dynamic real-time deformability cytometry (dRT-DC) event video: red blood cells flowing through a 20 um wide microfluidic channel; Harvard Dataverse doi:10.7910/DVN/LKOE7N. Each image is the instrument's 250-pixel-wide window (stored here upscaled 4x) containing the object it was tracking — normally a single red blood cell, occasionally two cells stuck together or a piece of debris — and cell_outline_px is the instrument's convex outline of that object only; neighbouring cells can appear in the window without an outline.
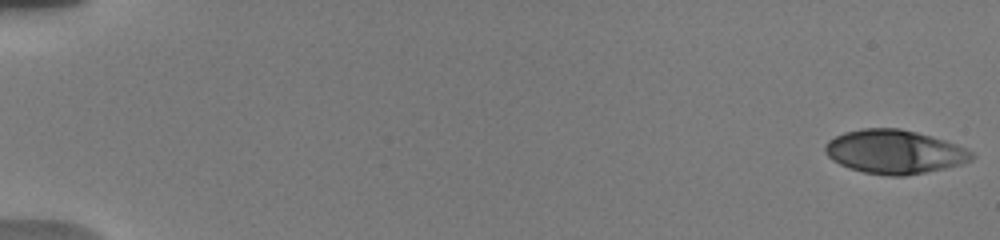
{"species": "human", "species_latin": "Homo sapiens", "temperature_condition": "warm", "stored_images_in_passage": 78, "camera_frame_rate_fps": 3000, "um_per_image_px": 0.085, "donor": {"sex": "male"}, "frame": {"image": 1, "passage_image": 1, "time_ms": 0.0, "image_size_px": [1000, 240], "cell_outline_px": [[976, 156], [972, 160], [960, 164], [944, 168], [904, 176], [888, 176], [864, 172], [848, 168], [832, 160], [824, 152], [824, 144], [828, 140], [844, 132], [864, 128], [900, 128], [932, 136], [968, 148]], "centroid_in_image_um": [76.02, 12.9], "position_along_channel_um": 9.0, "area_um2": 37.51}}
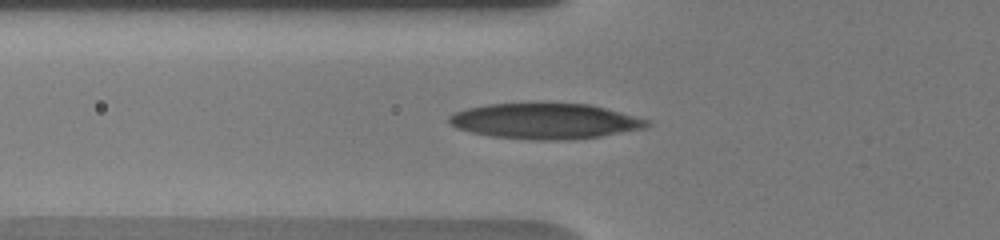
{"frame": {"image": 2, "passage_image": 40, "time_ms": 6.667, "image_size_px": [1000, 240], "cell_outline_px": [[652, 124], [644, 128], [600, 136], [564, 140], [532, 140], [492, 136], [472, 132], [456, 128], [448, 124], [448, 116], [456, 112], [468, 108], [488, 104], [588, 104], [652, 120]], "centroid_in_image_um": [46.33, 10.3], "position_along_channel_um": 79.5, "area_um2": 40.69}}
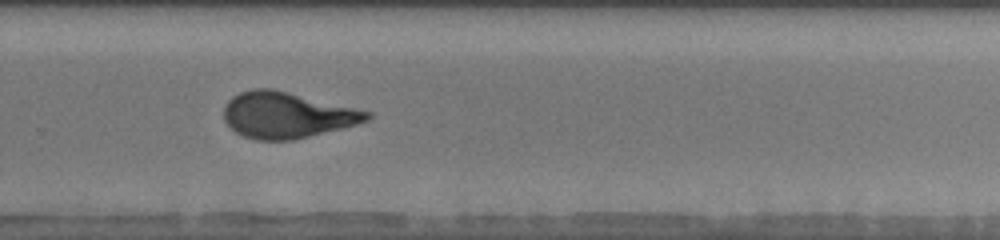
{"frame": {"image": 3, "passage_image": 61, "time_ms": 12.667, "image_size_px": [1000, 240], "cell_outline_px": [[372, 116], [368, 120], [356, 124], [292, 140], [256, 140], [244, 136], [236, 132], [224, 120], [224, 104], [232, 96], [240, 92], [252, 88], [272, 88], [372, 112]], "centroid_in_image_um": [24.34, 9.77], "position_along_channel_um": 305.5, "area_um2": 38.09}, "authors_computed_cell_mechanics": {"area_um2": 37.5989, "velocity_mm_per_s": 3.7664, "shape_relaxation_time_tau1_ms": 6.0892, "shape_relaxation_time_tau2_ms": 1.3182, "deformation_change_tau1": 0.2386, "deformation_change_tau2": 0.0978}}